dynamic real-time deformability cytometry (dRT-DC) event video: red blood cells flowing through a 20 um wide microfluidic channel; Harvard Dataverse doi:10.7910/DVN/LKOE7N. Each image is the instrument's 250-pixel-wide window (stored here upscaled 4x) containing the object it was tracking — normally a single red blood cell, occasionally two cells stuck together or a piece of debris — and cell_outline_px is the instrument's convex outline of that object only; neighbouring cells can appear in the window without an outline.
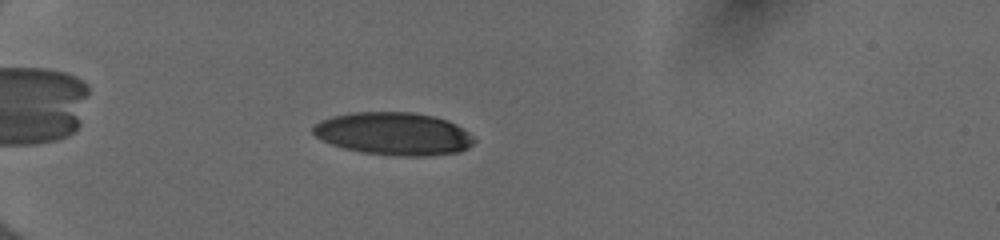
{"species": "human", "species_latin": "Homo sapiens", "temperature_condition": "cold", "stored_images_in_passage": 42, "camera_frame_rate_fps": 3000, "um_per_image_px": 0.085, "donor": {"sex": "female"}, "frame": {"image": 1, "passage_image": 6, "time_ms": 1.667, "image_size_px": [1000, 240], "cell_outline_px": [[476, 140], [468, 148], [460, 152], [428, 156], [396, 156], [360, 152], [344, 148], [332, 144], [316, 136], [312, 132], [312, 128], [320, 120], [332, 116], [356, 112], [412, 112], [432, 116], [448, 120], [464, 128]], "centroid_in_image_um": [33.49, 11.37], "position_along_channel_um": 51.5, "area_um2": 40.23}}
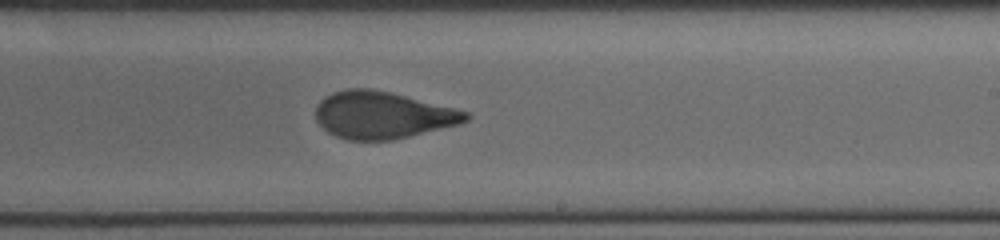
{"frame": {"image": 2, "passage_image": 24, "time_ms": 7.667, "image_size_px": [1000, 240], "cell_outline_px": [[472, 116], [468, 120], [460, 124], [392, 140], [348, 140], [336, 136], [328, 132], [316, 120], [316, 104], [320, 100], [332, 92], [348, 88], [368, 88], [388, 92], [468, 112]], "centroid_in_image_um": [32.48, 9.79], "position_along_channel_um": 256.5, "area_um2": 40.81}}
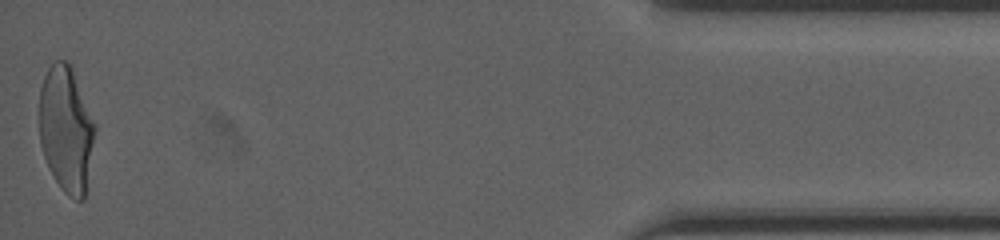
{"frame": {"image": 3, "passage_image": 42, "time_ms": 13.667, "image_size_px": [1000, 240], "cell_outline_px": [[96, 128], [84, 200], [76, 200], [68, 196], [64, 192], [48, 168], [40, 144], [40, 88], [44, 76], [48, 68], [56, 60], [68, 60], [72, 68], [96, 124]], "centroid_in_image_um": [5.63, 10.98], "position_along_channel_um": 429.6, "area_um2": 40.81}, "authors_computed_cell_mechanics": {"area_um2": 41.2114, "velocity_mm_per_s": 4.014, "shape_relaxation_time_tau1_ms": 5.5412, "shape_relaxation_time_tau2_ms": 0.9082, "deformation_change_tau1": 0.2275, "deformation_change_tau2": 0.0794}}